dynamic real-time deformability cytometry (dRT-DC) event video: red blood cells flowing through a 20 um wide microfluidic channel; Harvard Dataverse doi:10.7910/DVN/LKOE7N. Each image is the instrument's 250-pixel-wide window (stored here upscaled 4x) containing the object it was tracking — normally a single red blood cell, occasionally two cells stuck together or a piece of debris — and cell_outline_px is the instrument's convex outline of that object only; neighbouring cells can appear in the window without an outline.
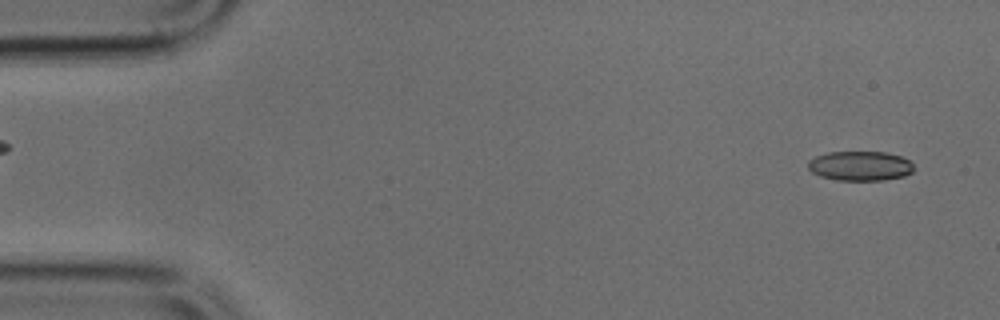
{"species": "common noctule bat (a hibernating species)", "species_latin": "Nyctalus noctula", "temperature_condition": "cold", "stored_images_in_passage": 48, "camera_frame_rate_fps": 3000, "um_per_image_px": 0.085, "animal": {"sex": "male", "body_mass_g": 17.9, "forearm_length_mm": 54.2}, "frame": {"image": 1, "passage_image": 2, "time_ms": 0.333, "image_size_px": [1000, 320], "cell_outline_px": [[912, 172], [904, 176], [884, 180], [836, 180], [820, 176], [812, 172], [808, 168], [808, 160], [816, 156], [828, 152], [888, 152], [900, 156], [908, 160], [912, 164]], "centroid_in_image_um": [73.09, 14.1], "position_along_channel_um": 11.9, "area_um2": 18.21}}
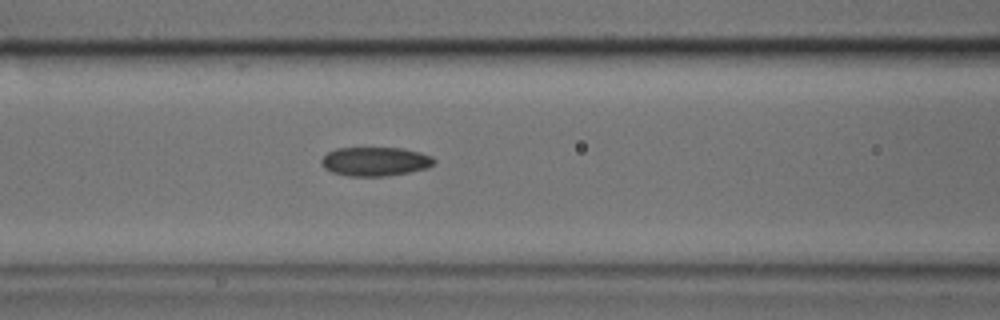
{"frame": {"image": 2, "passage_image": 19, "time_ms": 6.0, "image_size_px": [1000, 320], "cell_outline_px": [[436, 164], [428, 168], [408, 172], [384, 176], [348, 176], [332, 172], [324, 168], [320, 164], [320, 160], [328, 152], [336, 148], [404, 148], [420, 152], [432, 156], [436, 160]], "centroid_in_image_um": [31.91, 13.72], "position_along_channel_um": 134.7, "area_um2": 19.19}}
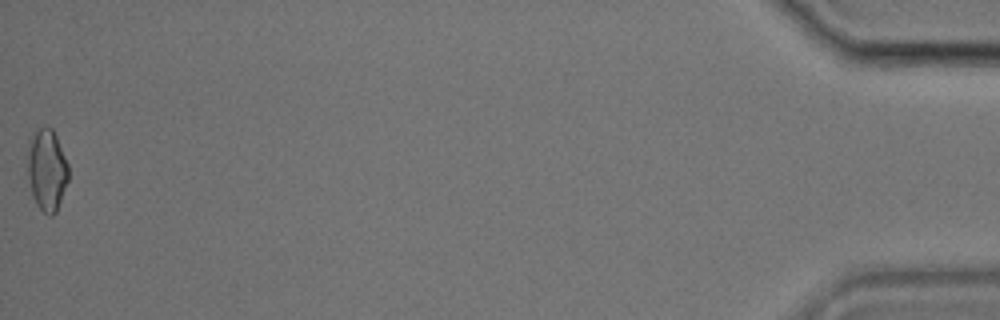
{"frame": {"image": 3, "passage_image": 48, "time_ms": 15.667, "image_size_px": [1000, 320], "cell_outline_px": [[68, 180], [56, 212], [52, 216], [48, 216], [36, 204], [32, 196], [28, 180], [28, 140], [32, 132], [36, 128], [52, 128], [56, 136], [68, 164]], "centroid_in_image_um": [3.96, 14.43], "position_along_channel_um": 431.2, "area_um2": 19.54}}